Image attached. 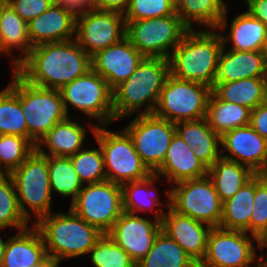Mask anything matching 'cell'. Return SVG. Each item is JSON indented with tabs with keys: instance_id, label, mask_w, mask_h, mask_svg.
I'll return each mask as SVG.
<instances>
[{
	"instance_id": "obj_1",
	"label": "cell",
	"mask_w": 267,
	"mask_h": 267,
	"mask_svg": "<svg viewBox=\"0 0 267 267\" xmlns=\"http://www.w3.org/2000/svg\"><path fill=\"white\" fill-rule=\"evenodd\" d=\"M92 69V57L76 39L34 46L15 71L32 85L59 90Z\"/></svg>"
},
{
	"instance_id": "obj_2",
	"label": "cell",
	"mask_w": 267,
	"mask_h": 267,
	"mask_svg": "<svg viewBox=\"0 0 267 267\" xmlns=\"http://www.w3.org/2000/svg\"><path fill=\"white\" fill-rule=\"evenodd\" d=\"M169 59L144 57L130 77L113 89L114 122L123 117L153 114L170 75Z\"/></svg>"
},
{
	"instance_id": "obj_3",
	"label": "cell",
	"mask_w": 267,
	"mask_h": 267,
	"mask_svg": "<svg viewBox=\"0 0 267 267\" xmlns=\"http://www.w3.org/2000/svg\"><path fill=\"white\" fill-rule=\"evenodd\" d=\"M223 43L219 31L189 30L173 50L170 73L182 80L195 81L213 87Z\"/></svg>"
},
{
	"instance_id": "obj_4",
	"label": "cell",
	"mask_w": 267,
	"mask_h": 267,
	"mask_svg": "<svg viewBox=\"0 0 267 267\" xmlns=\"http://www.w3.org/2000/svg\"><path fill=\"white\" fill-rule=\"evenodd\" d=\"M40 232L47 255L58 263L64 259L87 255L103 236L95 226L75 214L52 212L33 224Z\"/></svg>"
},
{
	"instance_id": "obj_5",
	"label": "cell",
	"mask_w": 267,
	"mask_h": 267,
	"mask_svg": "<svg viewBox=\"0 0 267 267\" xmlns=\"http://www.w3.org/2000/svg\"><path fill=\"white\" fill-rule=\"evenodd\" d=\"M8 86L20 97V104L28 127V139L36 146L58 122L65 120L62 96L59 90L30 84L13 70Z\"/></svg>"
},
{
	"instance_id": "obj_6",
	"label": "cell",
	"mask_w": 267,
	"mask_h": 267,
	"mask_svg": "<svg viewBox=\"0 0 267 267\" xmlns=\"http://www.w3.org/2000/svg\"><path fill=\"white\" fill-rule=\"evenodd\" d=\"M92 135L102 149L107 180L123 185L147 178L152 172L142 162L129 134L110 131L107 125H90Z\"/></svg>"
},
{
	"instance_id": "obj_7",
	"label": "cell",
	"mask_w": 267,
	"mask_h": 267,
	"mask_svg": "<svg viewBox=\"0 0 267 267\" xmlns=\"http://www.w3.org/2000/svg\"><path fill=\"white\" fill-rule=\"evenodd\" d=\"M9 175L16 190L20 212L28 222L32 215L31 211L36 218L32 224L52 212L47 156L35 150Z\"/></svg>"
},
{
	"instance_id": "obj_8",
	"label": "cell",
	"mask_w": 267,
	"mask_h": 267,
	"mask_svg": "<svg viewBox=\"0 0 267 267\" xmlns=\"http://www.w3.org/2000/svg\"><path fill=\"white\" fill-rule=\"evenodd\" d=\"M125 21V37L144 57L169 59L190 30L176 13L166 17Z\"/></svg>"
},
{
	"instance_id": "obj_9",
	"label": "cell",
	"mask_w": 267,
	"mask_h": 267,
	"mask_svg": "<svg viewBox=\"0 0 267 267\" xmlns=\"http://www.w3.org/2000/svg\"><path fill=\"white\" fill-rule=\"evenodd\" d=\"M211 94L212 88L206 84L170 74L153 114L173 123L205 118Z\"/></svg>"
},
{
	"instance_id": "obj_10",
	"label": "cell",
	"mask_w": 267,
	"mask_h": 267,
	"mask_svg": "<svg viewBox=\"0 0 267 267\" xmlns=\"http://www.w3.org/2000/svg\"><path fill=\"white\" fill-rule=\"evenodd\" d=\"M59 91L68 117V105H72L87 117L96 119V126H108L114 122L113 90L93 69L63 86Z\"/></svg>"
},
{
	"instance_id": "obj_11",
	"label": "cell",
	"mask_w": 267,
	"mask_h": 267,
	"mask_svg": "<svg viewBox=\"0 0 267 267\" xmlns=\"http://www.w3.org/2000/svg\"><path fill=\"white\" fill-rule=\"evenodd\" d=\"M69 209L107 234L123 212L122 186L109 180L84 185Z\"/></svg>"
},
{
	"instance_id": "obj_12",
	"label": "cell",
	"mask_w": 267,
	"mask_h": 267,
	"mask_svg": "<svg viewBox=\"0 0 267 267\" xmlns=\"http://www.w3.org/2000/svg\"><path fill=\"white\" fill-rule=\"evenodd\" d=\"M170 190V207L177 213L219 227L223 202L207 176L175 183Z\"/></svg>"
},
{
	"instance_id": "obj_13",
	"label": "cell",
	"mask_w": 267,
	"mask_h": 267,
	"mask_svg": "<svg viewBox=\"0 0 267 267\" xmlns=\"http://www.w3.org/2000/svg\"><path fill=\"white\" fill-rule=\"evenodd\" d=\"M249 234L212 227L207 238L205 257L198 267H252L254 262L257 266L260 263L256 251L259 239ZM255 240L257 248L254 246Z\"/></svg>"
},
{
	"instance_id": "obj_14",
	"label": "cell",
	"mask_w": 267,
	"mask_h": 267,
	"mask_svg": "<svg viewBox=\"0 0 267 267\" xmlns=\"http://www.w3.org/2000/svg\"><path fill=\"white\" fill-rule=\"evenodd\" d=\"M123 129L131 137L142 162L154 173L162 165L176 133L175 123L155 114H138Z\"/></svg>"
},
{
	"instance_id": "obj_15",
	"label": "cell",
	"mask_w": 267,
	"mask_h": 267,
	"mask_svg": "<svg viewBox=\"0 0 267 267\" xmlns=\"http://www.w3.org/2000/svg\"><path fill=\"white\" fill-rule=\"evenodd\" d=\"M126 21L123 14L92 9L76 19L75 39L91 57L125 37Z\"/></svg>"
},
{
	"instance_id": "obj_16",
	"label": "cell",
	"mask_w": 267,
	"mask_h": 267,
	"mask_svg": "<svg viewBox=\"0 0 267 267\" xmlns=\"http://www.w3.org/2000/svg\"><path fill=\"white\" fill-rule=\"evenodd\" d=\"M161 230L160 220L123 211L107 234L137 263L150 251Z\"/></svg>"
},
{
	"instance_id": "obj_17",
	"label": "cell",
	"mask_w": 267,
	"mask_h": 267,
	"mask_svg": "<svg viewBox=\"0 0 267 267\" xmlns=\"http://www.w3.org/2000/svg\"><path fill=\"white\" fill-rule=\"evenodd\" d=\"M144 56L124 37L92 56V69L104 78L113 90L137 69Z\"/></svg>"
},
{
	"instance_id": "obj_18",
	"label": "cell",
	"mask_w": 267,
	"mask_h": 267,
	"mask_svg": "<svg viewBox=\"0 0 267 267\" xmlns=\"http://www.w3.org/2000/svg\"><path fill=\"white\" fill-rule=\"evenodd\" d=\"M220 145L221 157L247 166L256 174L267 161V140L250 125L224 133Z\"/></svg>"
},
{
	"instance_id": "obj_19",
	"label": "cell",
	"mask_w": 267,
	"mask_h": 267,
	"mask_svg": "<svg viewBox=\"0 0 267 267\" xmlns=\"http://www.w3.org/2000/svg\"><path fill=\"white\" fill-rule=\"evenodd\" d=\"M162 220V230L175 240L199 265L207 250V238L211 226L181 215L169 207Z\"/></svg>"
},
{
	"instance_id": "obj_20",
	"label": "cell",
	"mask_w": 267,
	"mask_h": 267,
	"mask_svg": "<svg viewBox=\"0 0 267 267\" xmlns=\"http://www.w3.org/2000/svg\"><path fill=\"white\" fill-rule=\"evenodd\" d=\"M165 178L170 186L175 183L203 178L208 168L196 157L193 150L177 133L173 136L162 165L154 172Z\"/></svg>"
},
{
	"instance_id": "obj_21",
	"label": "cell",
	"mask_w": 267,
	"mask_h": 267,
	"mask_svg": "<svg viewBox=\"0 0 267 267\" xmlns=\"http://www.w3.org/2000/svg\"><path fill=\"white\" fill-rule=\"evenodd\" d=\"M28 35L32 46L63 42L75 38L76 18L62 7H51L28 22Z\"/></svg>"
},
{
	"instance_id": "obj_22",
	"label": "cell",
	"mask_w": 267,
	"mask_h": 267,
	"mask_svg": "<svg viewBox=\"0 0 267 267\" xmlns=\"http://www.w3.org/2000/svg\"><path fill=\"white\" fill-rule=\"evenodd\" d=\"M47 257L42 236L32 224L5 241L0 267H34Z\"/></svg>"
},
{
	"instance_id": "obj_23",
	"label": "cell",
	"mask_w": 267,
	"mask_h": 267,
	"mask_svg": "<svg viewBox=\"0 0 267 267\" xmlns=\"http://www.w3.org/2000/svg\"><path fill=\"white\" fill-rule=\"evenodd\" d=\"M226 48L223 47L219 55L214 83L267 77V63L261 51H235Z\"/></svg>"
},
{
	"instance_id": "obj_24",
	"label": "cell",
	"mask_w": 267,
	"mask_h": 267,
	"mask_svg": "<svg viewBox=\"0 0 267 267\" xmlns=\"http://www.w3.org/2000/svg\"><path fill=\"white\" fill-rule=\"evenodd\" d=\"M175 125L176 133L207 168H210L221 157L220 136L210 128L205 118L180 121Z\"/></svg>"
},
{
	"instance_id": "obj_25",
	"label": "cell",
	"mask_w": 267,
	"mask_h": 267,
	"mask_svg": "<svg viewBox=\"0 0 267 267\" xmlns=\"http://www.w3.org/2000/svg\"><path fill=\"white\" fill-rule=\"evenodd\" d=\"M65 120L56 123L50 131L36 144V150L44 156L69 157L75 155L83 147L87 128L76 121ZM48 149V152L43 147Z\"/></svg>"
},
{
	"instance_id": "obj_26",
	"label": "cell",
	"mask_w": 267,
	"mask_h": 267,
	"mask_svg": "<svg viewBox=\"0 0 267 267\" xmlns=\"http://www.w3.org/2000/svg\"><path fill=\"white\" fill-rule=\"evenodd\" d=\"M227 3L223 0H175L176 14L193 30V23L209 30L227 27Z\"/></svg>"
},
{
	"instance_id": "obj_27",
	"label": "cell",
	"mask_w": 267,
	"mask_h": 267,
	"mask_svg": "<svg viewBox=\"0 0 267 267\" xmlns=\"http://www.w3.org/2000/svg\"><path fill=\"white\" fill-rule=\"evenodd\" d=\"M16 48L23 57L11 59L13 70L28 57L33 46L28 35V23L7 3L0 15V56L3 53L10 57Z\"/></svg>"
},
{
	"instance_id": "obj_28",
	"label": "cell",
	"mask_w": 267,
	"mask_h": 267,
	"mask_svg": "<svg viewBox=\"0 0 267 267\" xmlns=\"http://www.w3.org/2000/svg\"><path fill=\"white\" fill-rule=\"evenodd\" d=\"M158 180L159 177L155 173H152L145 179L123 184L122 185L123 211L133 214H137L138 211L140 212L154 211L153 212L155 213L154 218L162 222L163 216L165 214V209L166 208L168 209L170 207V190L169 191L167 190L166 192L168 200L167 204L164 205L161 203V201H159L158 199L159 197H157V194L153 192L154 191V188L152 187L154 186L153 182ZM155 205L159 207L162 205L163 208H159L160 210L156 209L154 208Z\"/></svg>"
},
{
	"instance_id": "obj_29",
	"label": "cell",
	"mask_w": 267,
	"mask_h": 267,
	"mask_svg": "<svg viewBox=\"0 0 267 267\" xmlns=\"http://www.w3.org/2000/svg\"><path fill=\"white\" fill-rule=\"evenodd\" d=\"M230 33L219 34L223 47L232 42L229 50L235 51H261L267 34V27L247 10L239 14L230 23Z\"/></svg>"
},
{
	"instance_id": "obj_30",
	"label": "cell",
	"mask_w": 267,
	"mask_h": 267,
	"mask_svg": "<svg viewBox=\"0 0 267 267\" xmlns=\"http://www.w3.org/2000/svg\"><path fill=\"white\" fill-rule=\"evenodd\" d=\"M212 93L219 100L242 105L252 111L267 100V77L214 83Z\"/></svg>"
},
{
	"instance_id": "obj_31",
	"label": "cell",
	"mask_w": 267,
	"mask_h": 267,
	"mask_svg": "<svg viewBox=\"0 0 267 267\" xmlns=\"http://www.w3.org/2000/svg\"><path fill=\"white\" fill-rule=\"evenodd\" d=\"M255 175L249 167L223 157L208 168V177L222 202L235 195Z\"/></svg>"
},
{
	"instance_id": "obj_32",
	"label": "cell",
	"mask_w": 267,
	"mask_h": 267,
	"mask_svg": "<svg viewBox=\"0 0 267 267\" xmlns=\"http://www.w3.org/2000/svg\"><path fill=\"white\" fill-rule=\"evenodd\" d=\"M256 192V175L230 199L223 202L220 226L227 230L250 232V218Z\"/></svg>"
},
{
	"instance_id": "obj_33",
	"label": "cell",
	"mask_w": 267,
	"mask_h": 267,
	"mask_svg": "<svg viewBox=\"0 0 267 267\" xmlns=\"http://www.w3.org/2000/svg\"><path fill=\"white\" fill-rule=\"evenodd\" d=\"M136 267H198V264L161 230L150 251L136 263Z\"/></svg>"
},
{
	"instance_id": "obj_34",
	"label": "cell",
	"mask_w": 267,
	"mask_h": 267,
	"mask_svg": "<svg viewBox=\"0 0 267 267\" xmlns=\"http://www.w3.org/2000/svg\"><path fill=\"white\" fill-rule=\"evenodd\" d=\"M251 110L245 106L219 100L210 95L205 119L220 137L235 128L249 125Z\"/></svg>"
},
{
	"instance_id": "obj_35",
	"label": "cell",
	"mask_w": 267,
	"mask_h": 267,
	"mask_svg": "<svg viewBox=\"0 0 267 267\" xmlns=\"http://www.w3.org/2000/svg\"><path fill=\"white\" fill-rule=\"evenodd\" d=\"M50 190L73 201L81 191L83 184L74 170L69 157L47 156Z\"/></svg>"
},
{
	"instance_id": "obj_36",
	"label": "cell",
	"mask_w": 267,
	"mask_h": 267,
	"mask_svg": "<svg viewBox=\"0 0 267 267\" xmlns=\"http://www.w3.org/2000/svg\"><path fill=\"white\" fill-rule=\"evenodd\" d=\"M9 134L28 138V127L20 97L7 86L0 90V135Z\"/></svg>"
},
{
	"instance_id": "obj_37",
	"label": "cell",
	"mask_w": 267,
	"mask_h": 267,
	"mask_svg": "<svg viewBox=\"0 0 267 267\" xmlns=\"http://www.w3.org/2000/svg\"><path fill=\"white\" fill-rule=\"evenodd\" d=\"M10 227L20 231L29 226L20 212L13 181L5 174L0 176V230Z\"/></svg>"
},
{
	"instance_id": "obj_38",
	"label": "cell",
	"mask_w": 267,
	"mask_h": 267,
	"mask_svg": "<svg viewBox=\"0 0 267 267\" xmlns=\"http://www.w3.org/2000/svg\"><path fill=\"white\" fill-rule=\"evenodd\" d=\"M74 170L83 185L106 181V170L102 149L82 148L75 155L69 156Z\"/></svg>"
},
{
	"instance_id": "obj_39",
	"label": "cell",
	"mask_w": 267,
	"mask_h": 267,
	"mask_svg": "<svg viewBox=\"0 0 267 267\" xmlns=\"http://www.w3.org/2000/svg\"><path fill=\"white\" fill-rule=\"evenodd\" d=\"M36 146L18 135H0V166L7 173L17 169L34 151Z\"/></svg>"
},
{
	"instance_id": "obj_40",
	"label": "cell",
	"mask_w": 267,
	"mask_h": 267,
	"mask_svg": "<svg viewBox=\"0 0 267 267\" xmlns=\"http://www.w3.org/2000/svg\"><path fill=\"white\" fill-rule=\"evenodd\" d=\"M88 254L95 267H136V262L108 234H103Z\"/></svg>"
},
{
	"instance_id": "obj_41",
	"label": "cell",
	"mask_w": 267,
	"mask_h": 267,
	"mask_svg": "<svg viewBox=\"0 0 267 267\" xmlns=\"http://www.w3.org/2000/svg\"><path fill=\"white\" fill-rule=\"evenodd\" d=\"M176 13L175 0H130L125 20L166 17Z\"/></svg>"
},
{
	"instance_id": "obj_42",
	"label": "cell",
	"mask_w": 267,
	"mask_h": 267,
	"mask_svg": "<svg viewBox=\"0 0 267 267\" xmlns=\"http://www.w3.org/2000/svg\"><path fill=\"white\" fill-rule=\"evenodd\" d=\"M250 218V235L258 239L267 231V183L256 174V192Z\"/></svg>"
},
{
	"instance_id": "obj_43",
	"label": "cell",
	"mask_w": 267,
	"mask_h": 267,
	"mask_svg": "<svg viewBox=\"0 0 267 267\" xmlns=\"http://www.w3.org/2000/svg\"><path fill=\"white\" fill-rule=\"evenodd\" d=\"M7 3L28 23L48 10L53 4V0H7Z\"/></svg>"
},
{
	"instance_id": "obj_44",
	"label": "cell",
	"mask_w": 267,
	"mask_h": 267,
	"mask_svg": "<svg viewBox=\"0 0 267 267\" xmlns=\"http://www.w3.org/2000/svg\"><path fill=\"white\" fill-rule=\"evenodd\" d=\"M249 125L267 140V100L251 111Z\"/></svg>"
},
{
	"instance_id": "obj_45",
	"label": "cell",
	"mask_w": 267,
	"mask_h": 267,
	"mask_svg": "<svg viewBox=\"0 0 267 267\" xmlns=\"http://www.w3.org/2000/svg\"><path fill=\"white\" fill-rule=\"evenodd\" d=\"M53 4L67 10L76 19L93 9L91 0H53Z\"/></svg>"
},
{
	"instance_id": "obj_46",
	"label": "cell",
	"mask_w": 267,
	"mask_h": 267,
	"mask_svg": "<svg viewBox=\"0 0 267 267\" xmlns=\"http://www.w3.org/2000/svg\"><path fill=\"white\" fill-rule=\"evenodd\" d=\"M93 9L114 11L124 15L130 0H91Z\"/></svg>"
},
{
	"instance_id": "obj_47",
	"label": "cell",
	"mask_w": 267,
	"mask_h": 267,
	"mask_svg": "<svg viewBox=\"0 0 267 267\" xmlns=\"http://www.w3.org/2000/svg\"><path fill=\"white\" fill-rule=\"evenodd\" d=\"M247 11L267 27V0H245Z\"/></svg>"
},
{
	"instance_id": "obj_48",
	"label": "cell",
	"mask_w": 267,
	"mask_h": 267,
	"mask_svg": "<svg viewBox=\"0 0 267 267\" xmlns=\"http://www.w3.org/2000/svg\"><path fill=\"white\" fill-rule=\"evenodd\" d=\"M264 248H267V231L259 238V248L258 249L263 251ZM264 257H266V258H264ZM259 260H260V263L267 265V253L265 256H264V254H262L259 257Z\"/></svg>"
},
{
	"instance_id": "obj_49",
	"label": "cell",
	"mask_w": 267,
	"mask_h": 267,
	"mask_svg": "<svg viewBox=\"0 0 267 267\" xmlns=\"http://www.w3.org/2000/svg\"><path fill=\"white\" fill-rule=\"evenodd\" d=\"M59 264L60 263H58L56 260L48 256L41 264L34 267H59Z\"/></svg>"
},
{
	"instance_id": "obj_50",
	"label": "cell",
	"mask_w": 267,
	"mask_h": 267,
	"mask_svg": "<svg viewBox=\"0 0 267 267\" xmlns=\"http://www.w3.org/2000/svg\"><path fill=\"white\" fill-rule=\"evenodd\" d=\"M257 175L265 182L267 183V161L262 167V169L257 173Z\"/></svg>"
},
{
	"instance_id": "obj_51",
	"label": "cell",
	"mask_w": 267,
	"mask_h": 267,
	"mask_svg": "<svg viewBox=\"0 0 267 267\" xmlns=\"http://www.w3.org/2000/svg\"><path fill=\"white\" fill-rule=\"evenodd\" d=\"M261 52H262V54L266 60V63H267V34H266L264 45H263Z\"/></svg>"
},
{
	"instance_id": "obj_52",
	"label": "cell",
	"mask_w": 267,
	"mask_h": 267,
	"mask_svg": "<svg viewBox=\"0 0 267 267\" xmlns=\"http://www.w3.org/2000/svg\"><path fill=\"white\" fill-rule=\"evenodd\" d=\"M4 245H5V241L3 240L2 237H0V266L2 263Z\"/></svg>"
},
{
	"instance_id": "obj_53",
	"label": "cell",
	"mask_w": 267,
	"mask_h": 267,
	"mask_svg": "<svg viewBox=\"0 0 267 267\" xmlns=\"http://www.w3.org/2000/svg\"><path fill=\"white\" fill-rule=\"evenodd\" d=\"M7 0H0V15L3 10V8L6 6Z\"/></svg>"
},
{
	"instance_id": "obj_54",
	"label": "cell",
	"mask_w": 267,
	"mask_h": 267,
	"mask_svg": "<svg viewBox=\"0 0 267 267\" xmlns=\"http://www.w3.org/2000/svg\"><path fill=\"white\" fill-rule=\"evenodd\" d=\"M5 174H7L2 168H1V166H0V176H3V175H5Z\"/></svg>"
},
{
	"instance_id": "obj_55",
	"label": "cell",
	"mask_w": 267,
	"mask_h": 267,
	"mask_svg": "<svg viewBox=\"0 0 267 267\" xmlns=\"http://www.w3.org/2000/svg\"><path fill=\"white\" fill-rule=\"evenodd\" d=\"M257 267H267V265H266V264L259 263V264L257 265Z\"/></svg>"
}]
</instances>
